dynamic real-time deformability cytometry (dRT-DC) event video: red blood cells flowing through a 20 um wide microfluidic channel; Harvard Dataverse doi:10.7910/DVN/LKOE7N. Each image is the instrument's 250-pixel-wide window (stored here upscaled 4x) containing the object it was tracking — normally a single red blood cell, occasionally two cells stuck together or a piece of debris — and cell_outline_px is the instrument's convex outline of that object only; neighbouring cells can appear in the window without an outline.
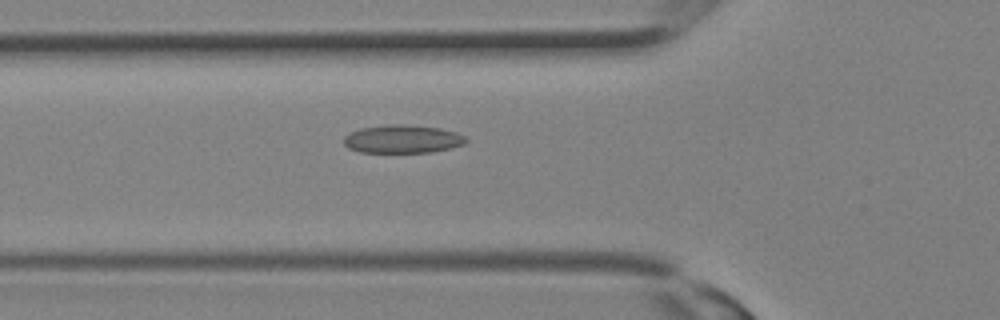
{"species": "Egyptian fruit bat (a non-hibernating species)", "species_latin": "Rousettus aegyptiacus", "temperature_condition": "room temperature", "stored_images_in_passage": 20, "camera_frame_rate_fps": 3000, "um_per_image_px": 0.085, "animal": {"sex": "female"}, "frame": {"image": 1, "passage_image": 2, "time_ms": 0.333, "image_size_px": [1000, 320], "cell_outline_px": [[468, 140], [464, 144], [452, 148], [432, 152], [360, 152], [348, 148], [344, 144], [344, 136], [360, 128], [392, 124], [404, 124], [440, 128], [456, 132], [464, 136]], "centroid_in_image_um": [34.23, 11.82], "position_along_channel_um": 91.6, "area_um2": 20.06}}
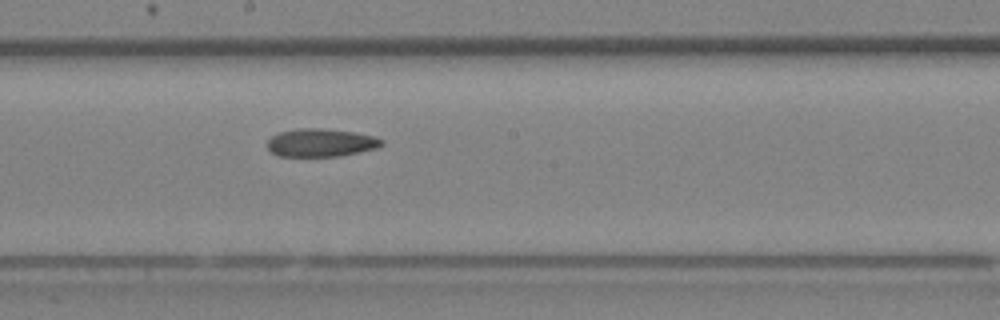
{"frame": {"image": 2, "passage_image": 8, "time_ms": 2.333, "image_size_px": [1000, 320], "cell_outline_px": [[384, 144], [376, 148], [340, 156], [276, 156], [268, 148], [268, 140], [272, 136], [280, 132], [296, 128], [320, 128], [352, 132], [372, 136], [384, 140]], "centroid_in_image_um": [27.25, 12.13], "position_along_channel_um": 220.9, "area_um2": 18.55}}
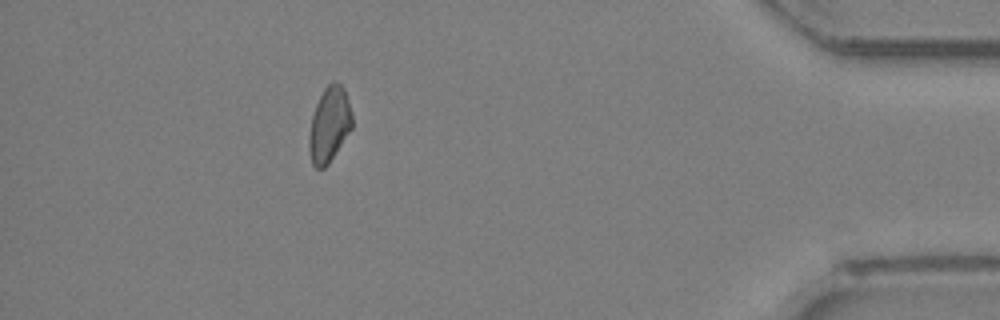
{"frame": {"image": 3, "passage_image": 19, "time_ms": 6.0, "image_size_px": [1000, 320], "cell_outline_px": [[352, 128], [328, 164], [324, 168], [316, 168], [312, 164], [308, 148], [308, 136], [312, 116], [316, 104], [324, 88], [332, 80], [340, 84], [344, 88], [352, 116]], "centroid_in_image_um": [27.97, 10.6], "position_along_channel_um": 407.2, "area_um2": 18.79}}